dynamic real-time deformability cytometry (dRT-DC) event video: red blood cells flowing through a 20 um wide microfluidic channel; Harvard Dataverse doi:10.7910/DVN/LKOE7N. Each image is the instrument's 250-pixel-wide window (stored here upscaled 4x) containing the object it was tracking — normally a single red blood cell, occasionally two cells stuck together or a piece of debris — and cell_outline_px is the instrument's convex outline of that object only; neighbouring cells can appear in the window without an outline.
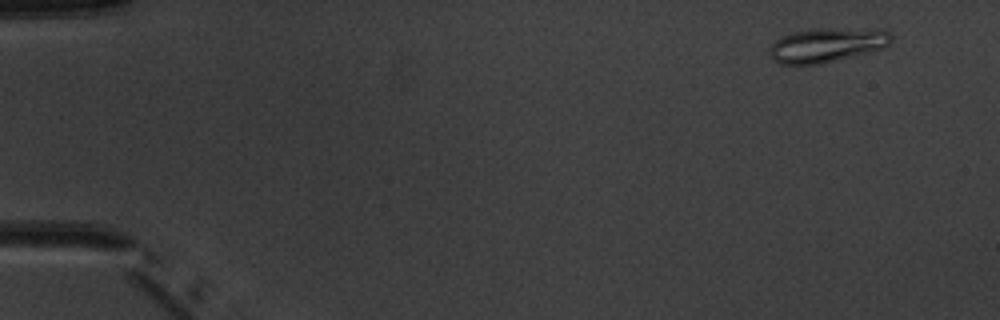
{"species": "common noctule bat (a hibernating species)", "species_latin": "Nyctalus noctula", "temperature_condition": "warm", "stored_images_in_passage": 9, "camera_frame_rate_fps": 3000, "um_per_image_px": 0.085, "animal": {"sex": "male", "body_mass_g": 20.1, "forearm_length_mm": 53.5}, "frame": {"image": 1, "passage_image": 1, "time_ms": 0.0, "image_size_px": [1000, 320], "cell_outline_px": [[892, 40], [884, 48], [820, 64], [780, 64], [772, 60], [768, 52], [768, 48], [780, 36], [792, 32], [820, 28], [836, 28], [888, 32], [892, 36]], "centroid_in_image_um": [70.18, 3.84], "position_along_channel_um": 14.8, "area_um2": 23.99}}
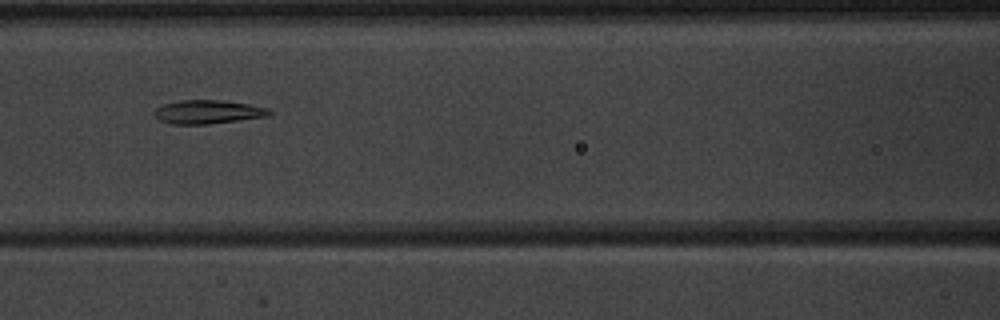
{"frame": {"image": 2, "passage_image": 7, "time_ms": 6.667, "image_size_px": [1000, 320], "cell_outline_px": [[272, 112], [268, 116], [208, 124], [172, 124], [160, 120], [152, 112], [156, 108], [164, 104], [180, 100], [220, 100], [248, 104], [268, 108]], "centroid_in_image_um": [17.65, 9.51], "position_along_channel_um": 148.9, "area_um2": 15.72}}
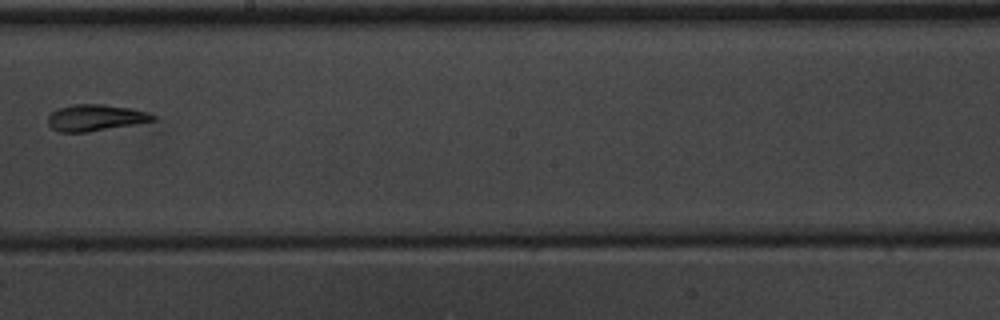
{"frame": {"image": 3, "passage_image": 9, "time_ms": 9.0, "image_size_px": [1000, 320], "cell_outline_px": [[156, 120], [136, 124], [88, 132], [60, 132], [52, 128], [48, 124], [48, 116], [56, 108], [72, 104], [100, 104], [132, 108], [148, 112], [156, 116]], "centroid_in_image_um": [8.11, 10.0], "position_along_channel_um": 240.1, "area_um2": 16.3}}